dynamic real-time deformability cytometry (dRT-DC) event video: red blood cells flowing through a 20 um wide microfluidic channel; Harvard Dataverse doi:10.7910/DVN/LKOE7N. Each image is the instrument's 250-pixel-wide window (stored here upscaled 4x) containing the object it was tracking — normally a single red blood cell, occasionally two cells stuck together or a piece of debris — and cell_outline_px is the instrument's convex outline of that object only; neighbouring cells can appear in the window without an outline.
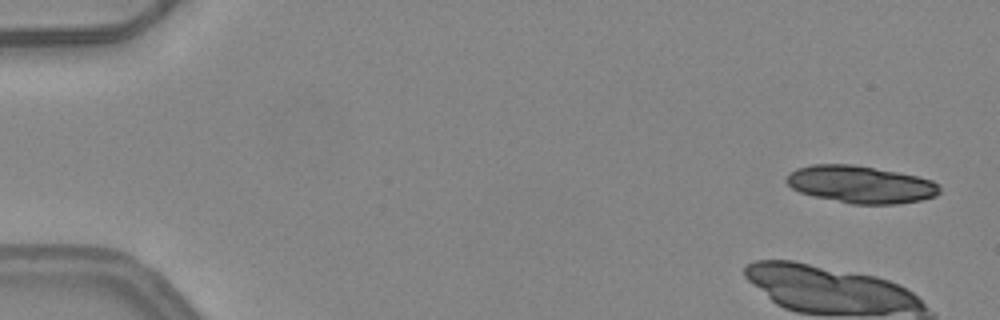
{"species": "common noctule bat (a hibernating species)", "species_latin": "Nyctalus noctula", "temperature_condition": "warm", "stored_images_in_passage": 4, "camera_frame_rate_fps": 3000, "um_per_image_px": 0.085, "animal": {"sex": "female", "body_mass_g": 24.6, "forearm_length_mm": 56.2}, "frame": {"image": 1, "passage_image": 1, "time_ms": 0.0, "image_size_px": [1000, 320], "cell_outline_px": [[940, 192], [936, 196], [920, 200], [896, 204], [852, 204], [812, 196], [800, 192], [792, 188], [784, 180], [796, 168], [812, 164], [852, 164], [896, 172], [916, 176], [932, 180], [940, 188]], "centroid_in_image_um": [73.13, 15.68], "position_along_channel_um": 11.9, "area_um2": 33.18}}